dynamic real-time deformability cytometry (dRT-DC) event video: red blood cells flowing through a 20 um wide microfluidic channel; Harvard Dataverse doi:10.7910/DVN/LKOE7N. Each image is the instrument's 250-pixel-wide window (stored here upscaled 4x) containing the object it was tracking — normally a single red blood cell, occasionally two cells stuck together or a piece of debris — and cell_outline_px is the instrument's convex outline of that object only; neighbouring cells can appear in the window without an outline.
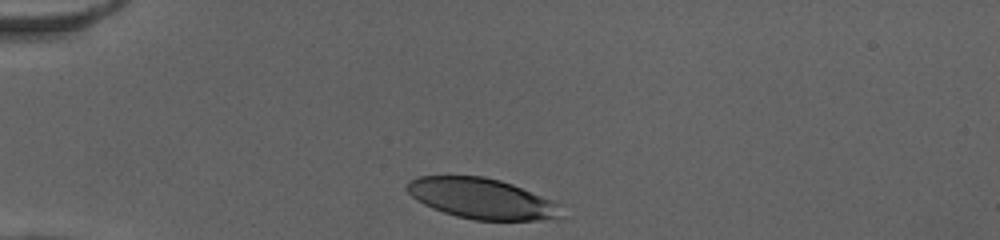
{"species": "human", "species_latin": "Homo sapiens", "temperature_condition": "cold", "stored_images_in_passage": 31, "camera_frame_rate_fps": 3000, "um_per_image_px": 0.085, "donor": {"sex": "female"}, "frame": {"image": 1, "passage_image": 1, "time_ms": 0.0, "image_size_px": [1000, 240], "cell_outline_px": [[564, 204], [560, 220], [476, 220], [456, 216], [432, 208], [424, 204], [412, 196], [404, 188], [408, 180], [420, 176], [484, 176], [500, 180], [512, 184]], "centroid_in_image_um": [41.02, 16.89], "position_along_channel_um": 44.0, "area_um2": 36.88}}
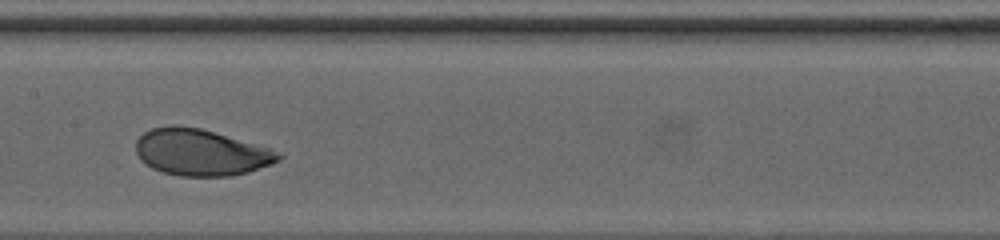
{"frame": {"image": 2, "passage_image": 15, "time_ms": 4.667, "image_size_px": [1000, 240], "cell_outline_px": [[284, 156], [280, 160], [272, 164], [248, 172], [228, 176], [180, 176], [164, 172], [152, 168], [140, 160], [136, 152], [136, 140], [144, 132], [152, 128], [168, 124], [176, 124], [200, 128], [272, 148]], "centroid_in_image_um": [17.07, 12.94], "position_along_channel_um": 190.3, "area_um2": 38.9}}
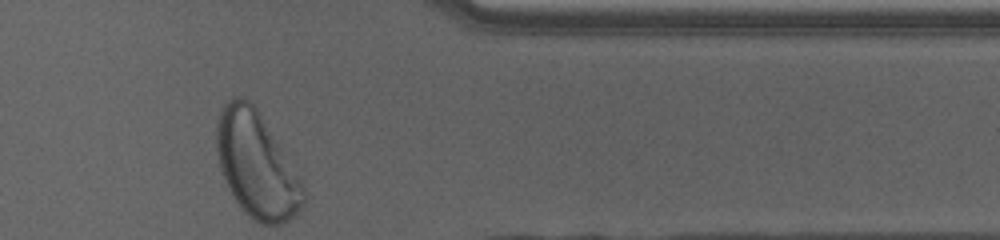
{"frame": {"image": 3, "passage_image": 31, "time_ms": 10.0, "image_size_px": [1000, 240], "cell_outline_px": [[304, 204], [288, 220], [280, 224], [260, 224], [244, 212], [236, 200], [220, 168], [216, 152], [216, 124], [220, 108], [232, 96], [240, 96], [248, 100], [256, 108], [300, 176], [304, 188]], "centroid_in_image_um": [21.79, 13.99], "position_along_channel_um": 389.6, "area_um2": 52.89}, "authors_computed_cell_mechanics": {"area_um2": 38.5526, "velocity_mm_per_s": 3.9339, "shape_relaxation_time_tau1_ms": 2.4272, "shape_relaxation_time_tau2_ms": 0.8562, "deformation_change_tau1": 0.1641, "deformation_change_tau2": 0.0528}}